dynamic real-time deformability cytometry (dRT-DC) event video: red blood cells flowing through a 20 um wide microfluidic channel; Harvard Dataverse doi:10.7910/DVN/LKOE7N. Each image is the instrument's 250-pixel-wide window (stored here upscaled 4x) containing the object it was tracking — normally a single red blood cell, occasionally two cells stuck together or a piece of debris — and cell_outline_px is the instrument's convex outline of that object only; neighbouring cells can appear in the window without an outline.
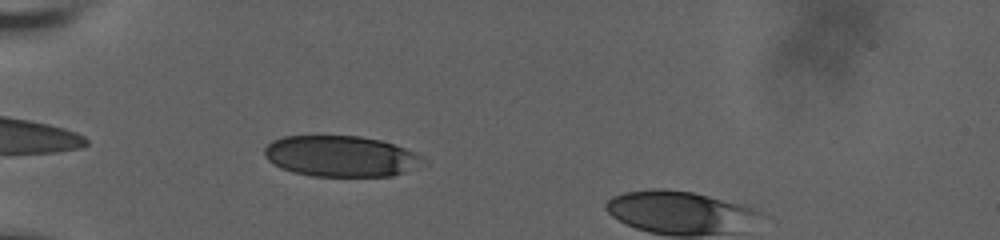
{"species": "human", "species_latin": "Homo sapiens", "temperature_condition": "room temperature", "stored_images_in_passage": 13, "camera_frame_rate_fps": 3000, "um_per_image_px": 0.085, "donor": {"sex": "male"}, "frame": {"image": 1, "passage_image": 2, "time_ms": 0.667, "image_size_px": [1000, 240], "cell_outline_px": [[420, 156], [404, 172], [392, 176], [312, 176], [292, 172], [280, 168], [268, 160], [264, 156], [264, 148], [272, 140], [284, 136], [360, 136], [380, 140], [404, 148]], "centroid_in_image_um": [28.79, 13.27], "position_along_channel_um": 56.2, "area_um2": 36.99}}
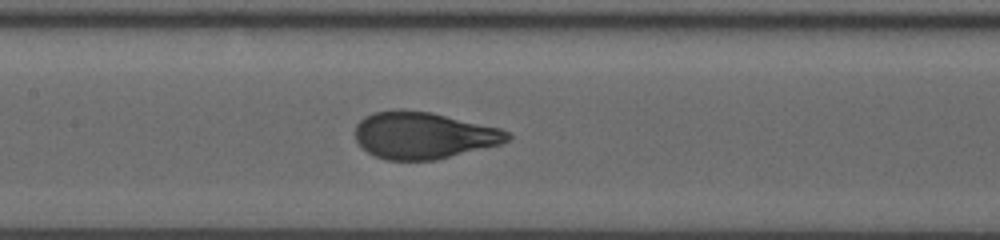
{"frame": {"image": 2, "passage_image": 10, "time_ms": 4.333, "image_size_px": [1000, 240], "cell_outline_px": [[512, 136], [508, 140], [500, 144], [436, 160], [388, 160], [376, 156], [368, 152], [356, 140], [356, 124], [364, 116], [372, 112], [432, 112], [500, 128], [508, 132]], "centroid_in_image_um": [36.02, 11.53], "position_along_channel_um": 171.4, "area_um2": 40.81}}
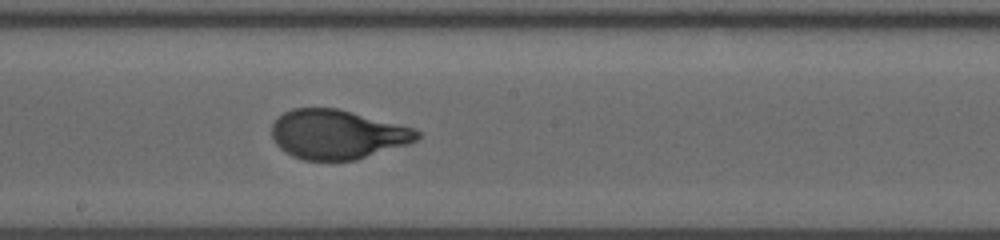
{"frame": {"image": 3, "passage_image": 13, "time_ms": 5.667, "image_size_px": [1000, 240], "cell_outline_px": [[420, 136], [416, 140], [408, 144], [356, 160], [304, 160], [292, 156], [280, 148], [272, 140], [272, 124], [276, 116], [292, 108], [336, 108], [416, 128], [420, 132]], "centroid_in_image_um": [28.65, 11.42], "position_along_channel_um": 219.5, "area_um2": 41.91}}